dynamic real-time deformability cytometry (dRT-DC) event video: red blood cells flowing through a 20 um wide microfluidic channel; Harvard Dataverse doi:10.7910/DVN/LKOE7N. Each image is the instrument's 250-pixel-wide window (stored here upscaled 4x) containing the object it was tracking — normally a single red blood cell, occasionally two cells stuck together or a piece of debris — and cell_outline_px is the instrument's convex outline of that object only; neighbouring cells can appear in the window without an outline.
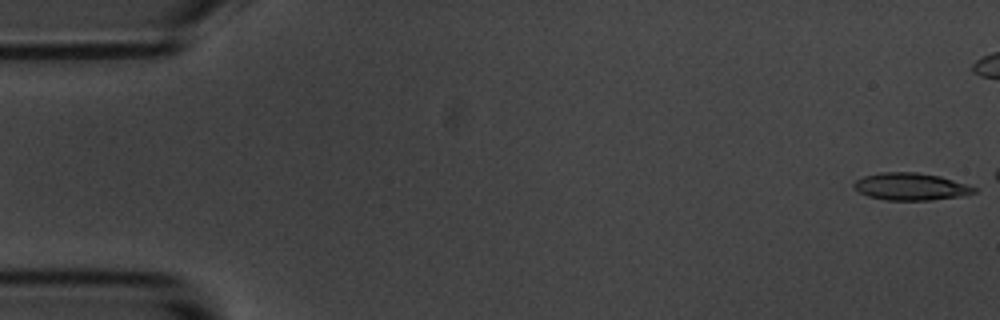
{"species": "common noctule bat (a hibernating species)", "species_latin": "Nyctalus noctula", "temperature_condition": "room temperature", "stored_images_in_passage": 6, "camera_frame_rate_fps": 3000, "um_per_image_px": 0.085, "animal": {"sex": "male", "body_mass_g": 20.1, "forearm_length_mm": 53.5}, "frame": {"image": 1, "passage_image": 1, "time_ms": 0.0, "image_size_px": [1000, 320], "cell_outline_px": [[980, 188], [976, 192], [960, 196], [928, 200], [884, 200], [868, 196], [860, 192], [852, 184], [856, 180], [864, 176], [880, 172], [916, 172], [940, 176]], "centroid_in_image_um": [77.43, 15.85], "position_along_channel_um": 7.6, "area_um2": 19.07}}